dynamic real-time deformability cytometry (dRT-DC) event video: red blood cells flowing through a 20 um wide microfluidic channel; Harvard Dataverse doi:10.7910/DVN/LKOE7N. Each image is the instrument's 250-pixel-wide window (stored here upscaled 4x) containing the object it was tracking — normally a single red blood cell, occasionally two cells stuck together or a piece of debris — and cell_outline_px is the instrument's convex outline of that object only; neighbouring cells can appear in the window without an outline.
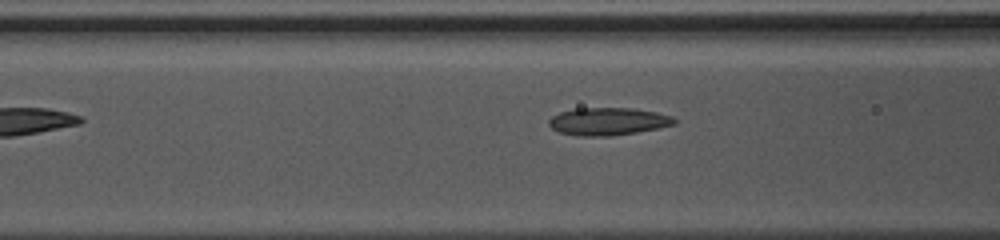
{"species": "common noctule bat (a hibernating species)", "species_latin": "Nyctalus noctula", "temperature_condition": "warm", "stored_images_in_passage": 26, "camera_frame_rate_fps": 3000, "um_per_image_px": 0.085, "animal": {"sex": "female", "body_mass_g": 10.0, "forearm_length_mm": 53.1}, "frame": {"image": 1, "passage_image": 7, "time_ms": 2.0, "image_size_px": [1000, 240], "cell_outline_px": [[676, 124], [636, 132], [608, 136], [576, 136], [560, 132], [552, 128], [548, 124], [548, 120], [552, 116], [560, 112], [576, 108], [632, 108], [656, 112], [672, 116], [676, 120]], "centroid_in_image_um": [51.66, 10.32], "position_along_channel_um": 114.9, "area_um2": 20.11}}
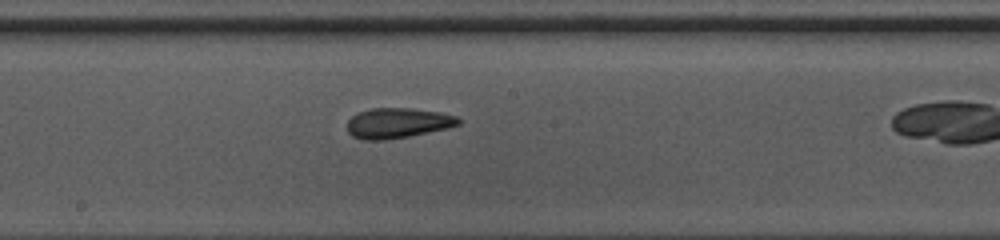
{"frame": {"image": 2, "passage_image": 14, "time_ms": 4.333, "image_size_px": [1000, 240], "cell_outline_px": [[460, 124], [448, 128], [408, 136], [384, 140], [364, 140], [352, 136], [348, 132], [348, 120], [352, 116], [360, 112], [372, 108], [412, 108], [440, 112], [456, 116], [460, 120]], "centroid_in_image_um": [33.8, 10.45], "position_along_channel_um": 214.4, "area_um2": 19.48}}
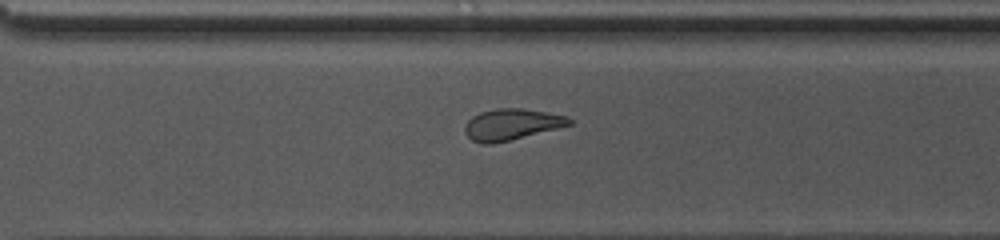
{"frame": {"image": 3, "passage_image": 22, "time_ms": 7.0, "image_size_px": [1000, 240], "cell_outline_px": [[572, 124], [492, 144], [484, 144], [472, 140], [464, 132], [464, 128], [468, 120], [472, 116], [480, 112], [496, 108], [524, 108], [568, 116], [572, 120]], "centroid_in_image_um": [43.46, 10.56], "position_along_channel_um": 327.1, "area_um2": 18.79}}